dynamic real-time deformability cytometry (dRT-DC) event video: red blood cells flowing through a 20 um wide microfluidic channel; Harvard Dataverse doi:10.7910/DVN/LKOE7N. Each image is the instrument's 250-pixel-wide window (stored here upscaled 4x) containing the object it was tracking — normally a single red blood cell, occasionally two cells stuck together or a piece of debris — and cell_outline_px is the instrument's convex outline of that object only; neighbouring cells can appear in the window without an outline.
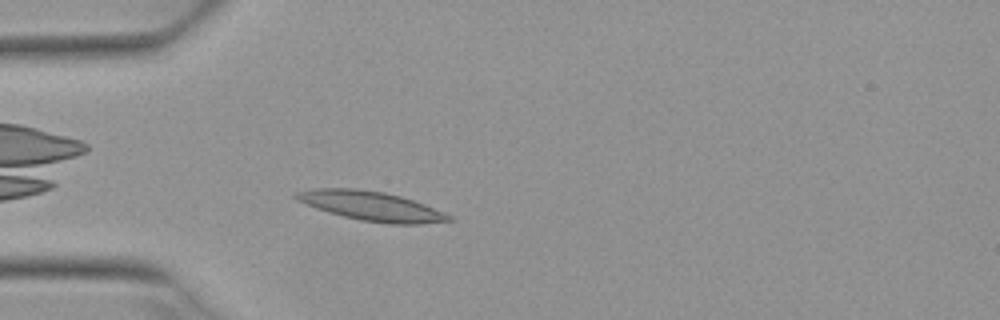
{"species": "Egyptian fruit bat (a non-hibernating species)", "species_latin": "Rousettus aegyptiacus", "temperature_condition": "warm", "stored_images_in_passage": 3, "camera_frame_rate_fps": 3000, "um_per_image_px": 0.085, "animal": {"sex": "female"}, "frame": {"image": 1, "passage_image": 3, "time_ms": 0.667, "image_size_px": [1000, 320], "cell_outline_px": [[456, 220], [420, 224], [388, 224], [360, 220], [328, 212], [316, 208], [296, 200], [292, 196], [296, 192], [312, 188], [356, 188], [384, 192], [400, 196], [424, 204], [444, 212], [452, 216]], "centroid_in_image_um": [31.55, 17.51], "position_along_channel_um": 53.4, "area_um2": 26.18}}